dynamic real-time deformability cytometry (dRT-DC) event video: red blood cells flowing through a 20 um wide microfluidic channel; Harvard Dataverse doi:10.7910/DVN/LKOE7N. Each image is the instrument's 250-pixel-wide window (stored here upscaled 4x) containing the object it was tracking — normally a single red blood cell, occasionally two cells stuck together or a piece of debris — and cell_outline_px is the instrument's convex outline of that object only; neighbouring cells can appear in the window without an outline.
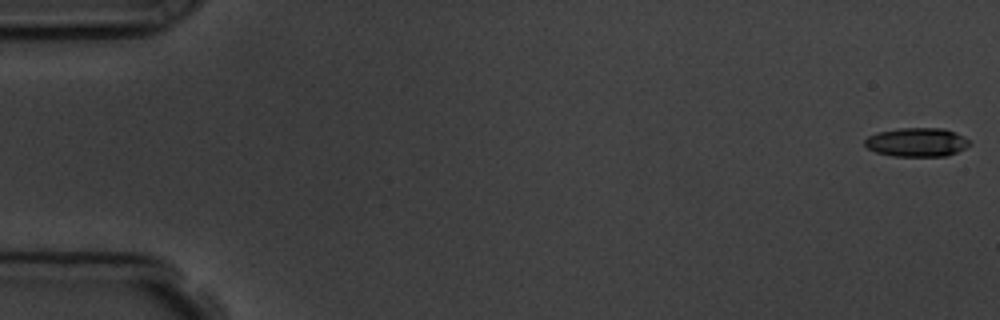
{"species": "common noctule bat (a hibernating species)", "species_latin": "Nyctalus noctula", "temperature_condition": "room temperature", "stored_images_in_passage": 5, "camera_frame_rate_fps": 3000, "um_per_image_px": 0.085, "animal": {"sex": "male", "body_mass_g": 19.5, "forearm_length_mm": 54.6}, "frame": {"image": 1, "passage_image": 1, "time_ms": 0.0, "image_size_px": [1000, 320], "cell_outline_px": [[972, 144], [956, 152], [944, 156], [892, 156], [876, 152], [868, 148], [864, 144], [864, 140], [868, 136], [876, 132], [900, 128], [944, 128], [956, 132], [964, 136]], "centroid_in_image_um": [77.92, 12.08], "position_along_channel_um": 7.1, "area_um2": 17.69}}